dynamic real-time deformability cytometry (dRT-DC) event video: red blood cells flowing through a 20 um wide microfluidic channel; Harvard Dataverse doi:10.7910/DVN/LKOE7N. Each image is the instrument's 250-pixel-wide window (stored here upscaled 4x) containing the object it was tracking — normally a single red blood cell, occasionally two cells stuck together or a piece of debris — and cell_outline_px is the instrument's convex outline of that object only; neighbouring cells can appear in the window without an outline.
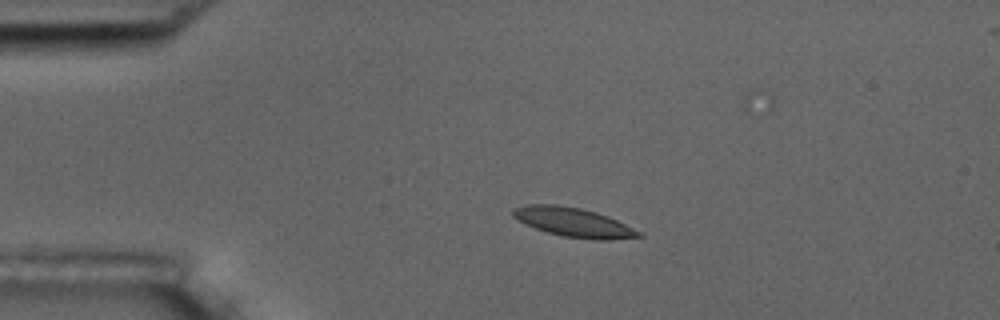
{"species": "common noctule bat (a hibernating species)", "species_latin": "Nyctalus noctula", "temperature_condition": "room temperature", "stored_images_in_passage": 5, "camera_frame_rate_fps": 3000, "um_per_image_px": 0.085, "animal": {"sex": "male", "body_mass_g": 17.5, "forearm_length_mm": 52.3}, "frame": {"image": 1, "passage_image": 3, "time_ms": 0.667, "image_size_px": [1000, 320], "cell_outline_px": [[644, 236], [612, 240], [596, 240], [564, 236], [548, 232], [524, 224], [512, 216], [512, 208], [528, 204], [556, 204], [580, 208], [596, 212], [608, 216], [644, 232]], "centroid_in_image_um": [48.78, 18.89], "position_along_channel_um": 36.2, "area_um2": 21.56}}